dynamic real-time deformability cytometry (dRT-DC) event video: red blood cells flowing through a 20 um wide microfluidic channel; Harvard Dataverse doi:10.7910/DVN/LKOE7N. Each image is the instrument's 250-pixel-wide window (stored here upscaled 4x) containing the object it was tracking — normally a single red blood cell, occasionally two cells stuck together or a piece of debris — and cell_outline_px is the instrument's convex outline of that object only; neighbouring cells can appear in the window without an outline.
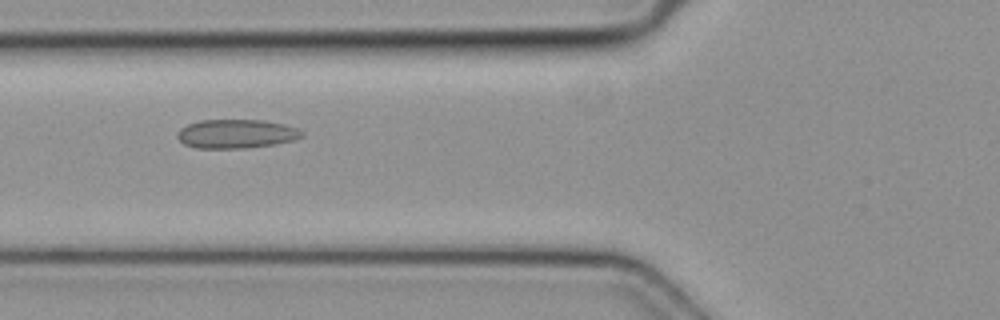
{"species": "common noctule bat (a hibernating species)", "species_latin": "Nyctalus noctula", "temperature_condition": "cold", "stored_images_in_passage": 5, "camera_frame_rate_fps": 3000, "um_per_image_px": 0.085, "animal": {"sex": "female", "body_mass_g": 19.3, "forearm_length_mm": 54.1}, "frame": {"image": 1, "passage_image": 5, "time_ms": 1.333, "image_size_px": [1000, 320], "cell_outline_px": [[304, 136], [292, 140], [272, 144], [244, 148], [196, 148], [184, 144], [176, 136], [180, 128], [188, 124], [200, 120], [264, 120], [284, 124], [296, 128], [304, 132]], "centroid_in_image_um": [20.06, 11.37], "position_along_channel_um": 105.7, "area_um2": 20.87}}